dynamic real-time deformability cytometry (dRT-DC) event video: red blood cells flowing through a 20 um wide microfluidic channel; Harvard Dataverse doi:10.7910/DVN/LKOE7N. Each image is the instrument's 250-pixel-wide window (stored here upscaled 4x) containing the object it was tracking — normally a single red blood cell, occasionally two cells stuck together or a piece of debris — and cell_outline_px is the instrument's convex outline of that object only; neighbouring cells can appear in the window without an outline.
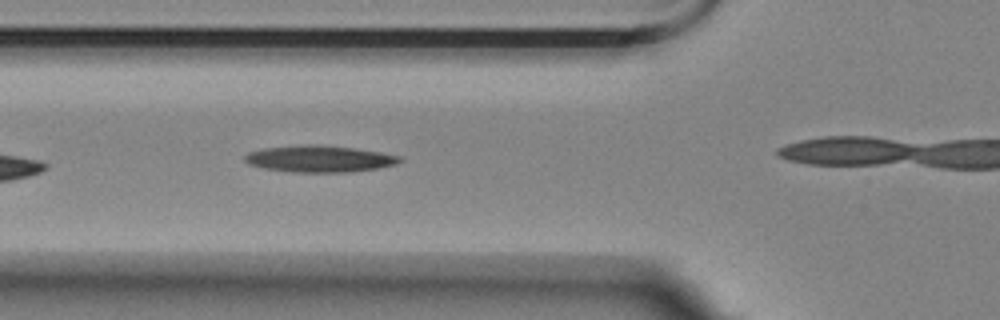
{"species": "Egyptian fruit bat (a non-hibernating species)", "species_latin": "Rousettus aegyptiacus", "temperature_condition": "room temperature", "stored_images_in_passage": 3, "camera_frame_rate_fps": 3000, "um_per_image_px": 0.085, "animal": {"sex": "female"}, "frame": {"image": 1, "passage_image": 2, "time_ms": 1.0, "image_size_px": [1000, 320], "cell_outline_px": [[404, 160], [396, 164], [380, 168], [348, 172], [292, 172], [264, 168], [248, 164], [244, 160], [244, 156], [248, 152], [264, 148], [352, 148], [380, 152], [400, 156]], "centroid_in_image_um": [27.21, 13.56], "position_along_channel_um": 98.6, "area_um2": 22.66}}